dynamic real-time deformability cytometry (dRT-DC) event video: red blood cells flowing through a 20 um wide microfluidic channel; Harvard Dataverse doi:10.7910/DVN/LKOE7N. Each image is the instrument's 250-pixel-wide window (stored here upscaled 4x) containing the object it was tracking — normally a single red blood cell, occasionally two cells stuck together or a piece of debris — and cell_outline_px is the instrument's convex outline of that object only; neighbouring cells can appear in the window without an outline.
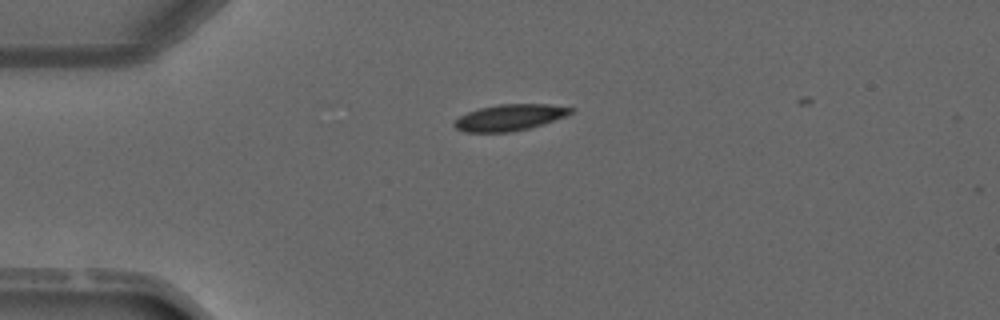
{"species": "common noctule bat (a hibernating species)", "species_latin": "Nyctalus noctula", "temperature_condition": "warm", "stored_images_in_passage": 2, "camera_frame_rate_fps": 3000, "um_per_image_px": 0.085, "animal": {"sex": "male", "forearm_length_mm": 52.5}, "frame": {"image": 1, "passage_image": 1, "time_ms": 0.0, "image_size_px": [1000, 320], "cell_outline_px": [[576, 108], [572, 112], [564, 116], [528, 128], [512, 132], [464, 132], [456, 128], [452, 124], [460, 116], [468, 112], [480, 108], [500, 104], [548, 104]], "centroid_in_image_um": [43.3, 9.98], "position_along_channel_um": 41.7, "area_um2": 17.57}}